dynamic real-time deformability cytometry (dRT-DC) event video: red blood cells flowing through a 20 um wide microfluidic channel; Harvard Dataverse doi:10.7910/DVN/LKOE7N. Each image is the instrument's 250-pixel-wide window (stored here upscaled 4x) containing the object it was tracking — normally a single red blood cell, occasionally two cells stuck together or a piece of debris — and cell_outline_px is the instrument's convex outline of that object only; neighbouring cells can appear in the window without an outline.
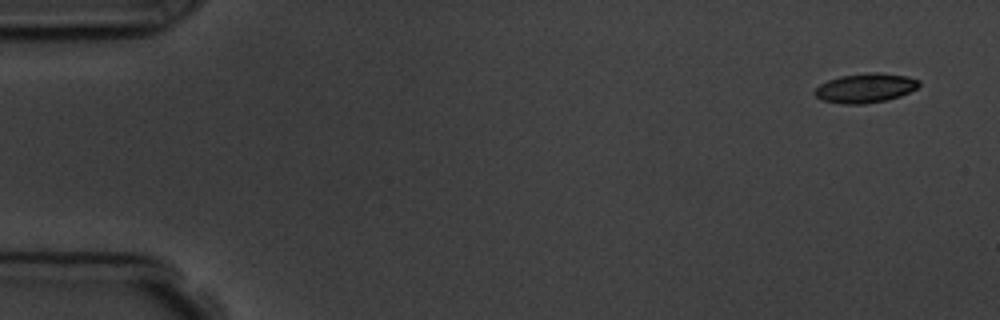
{"species": "common noctule bat (a hibernating species)", "species_latin": "Nyctalus noctula", "temperature_condition": "room temperature", "stored_images_in_passage": 9, "camera_frame_rate_fps": 3000, "um_per_image_px": 0.085, "animal": {"sex": "male", "body_mass_g": 19.5, "forearm_length_mm": 54.6}, "frame": {"image": 1, "passage_image": 1, "time_ms": 0.0, "image_size_px": [1000, 320], "cell_outline_px": [[920, 84], [916, 88], [900, 96], [888, 100], [864, 104], [840, 104], [820, 100], [812, 92], [820, 84], [828, 80], [840, 76], [876, 72], [908, 76], [920, 80]], "centroid_in_image_um": [73.53, 7.49], "position_along_channel_um": 11.5, "area_um2": 17.92}}
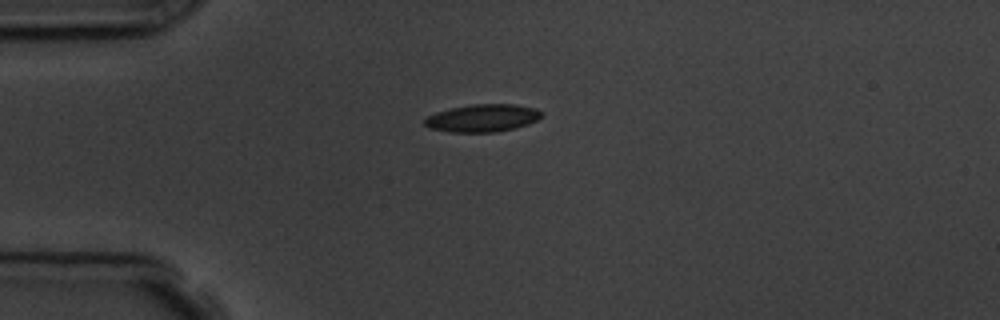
{"frame": {"image": 2, "passage_image": 4, "time_ms": 3.667, "image_size_px": [1000, 320], "cell_outline_px": [[544, 112], [536, 120], [528, 124], [516, 128], [496, 132], [448, 132], [428, 128], [424, 124], [424, 120], [428, 116], [436, 112], [452, 108], [472, 104], [512, 104], [536, 108]], "centroid_in_image_um": [41.01, 10.04], "position_along_channel_um": 44.0, "area_um2": 18.84}}